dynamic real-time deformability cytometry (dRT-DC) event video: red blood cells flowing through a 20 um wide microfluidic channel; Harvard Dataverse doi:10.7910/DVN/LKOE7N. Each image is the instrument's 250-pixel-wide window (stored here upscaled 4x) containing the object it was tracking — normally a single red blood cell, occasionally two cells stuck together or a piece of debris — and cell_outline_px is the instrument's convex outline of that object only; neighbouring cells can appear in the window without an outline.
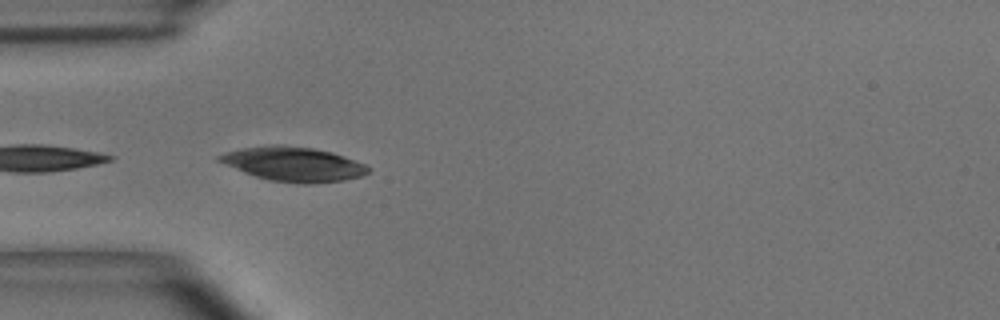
{"species": "common noctule bat (a hibernating species)", "species_latin": "Nyctalus noctula", "temperature_condition": "room temperature", "stored_images_in_passage": 9, "camera_frame_rate_fps": 3000, "um_per_image_px": 0.085, "animal": {"sex": "male", "body_mass_g": 15.6}, "frame": {"image": 1, "passage_image": 1, "time_ms": 0.0, "image_size_px": [1000, 320], "cell_outline_px": [[372, 168], [364, 176], [344, 180], [312, 184], [296, 184], [268, 180], [244, 172], [216, 160], [216, 156], [240, 148], [272, 144], [276, 144], [312, 148], [332, 152], [344, 156], [364, 164]], "centroid_in_image_um": [24.96, 13.96], "position_along_channel_um": 60.0, "area_um2": 29.94}}